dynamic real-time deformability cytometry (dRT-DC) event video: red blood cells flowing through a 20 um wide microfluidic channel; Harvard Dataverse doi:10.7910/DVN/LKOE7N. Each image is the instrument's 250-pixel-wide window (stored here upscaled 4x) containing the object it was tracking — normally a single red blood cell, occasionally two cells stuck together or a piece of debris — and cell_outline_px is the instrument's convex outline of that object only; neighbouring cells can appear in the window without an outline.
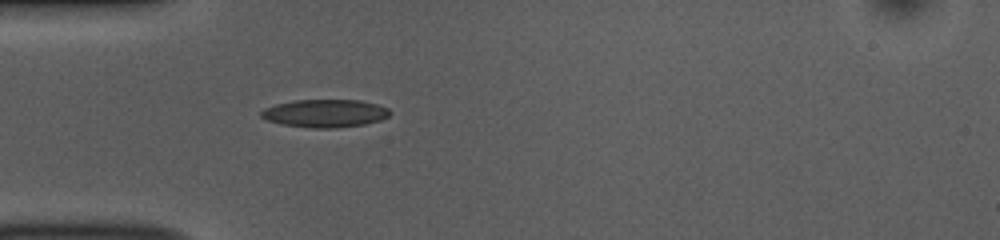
{"species": "common noctule bat (a hibernating species)", "species_latin": "Nyctalus noctula", "temperature_condition": "room temperature", "stored_images_in_passage": 39, "camera_frame_rate_fps": 3000, "um_per_image_px": 0.085, "animal": {"sex": "female", "body_mass_g": 10.0, "forearm_length_mm": 53.1}, "frame": {"image": 1, "passage_image": 1, "time_ms": 0.0, "image_size_px": [1000, 240], "cell_outline_px": [[392, 112], [388, 116], [380, 120], [364, 124], [336, 128], [312, 128], [280, 124], [268, 120], [260, 116], [260, 112], [264, 108], [276, 104], [296, 100], [360, 100], [376, 104], [388, 108]], "centroid_in_image_um": [27.62, 9.63], "position_along_channel_um": 57.4, "area_um2": 20.92}}
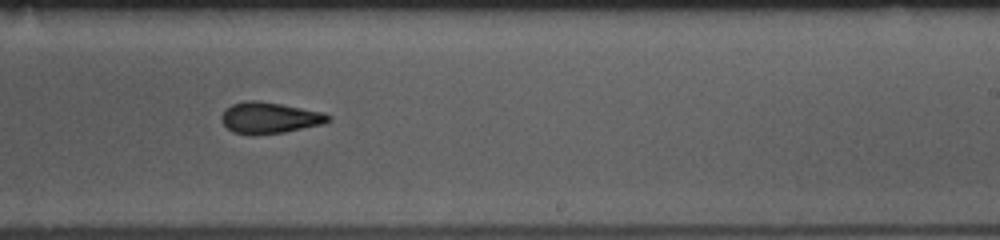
{"frame": {"image": 2, "passage_image": 18, "time_ms": 5.667, "image_size_px": [1000, 240], "cell_outline_px": [[332, 120], [324, 124], [284, 132], [252, 136], [232, 132], [220, 120], [220, 116], [232, 104], [244, 100], [260, 100], [324, 112], [332, 116]], "centroid_in_image_um": [22.93, 10.02], "position_along_channel_um": 266.1, "area_um2": 19.77}}
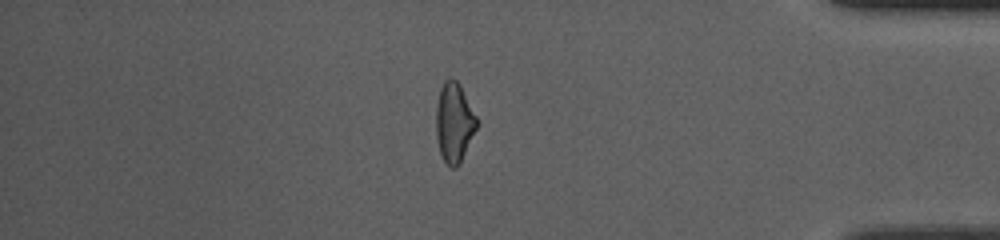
{"frame": {"image": 3, "passage_image": 31, "time_ms": 10.0, "image_size_px": [1000, 240], "cell_outline_px": [[476, 128], [456, 168], [452, 168], [444, 160], [440, 152], [436, 136], [436, 108], [440, 88], [444, 80], [452, 76], [460, 84], [476, 116]], "centroid_in_image_um": [38.57, 10.34], "position_along_channel_um": 396.6, "area_um2": 18.44}, "authors_computed_cell_mechanics": {"area_um2": 19.4786, "velocity_mm_per_s": 3.7424, "shape_relaxation_time_tau1_ms": 5.0354, "shape_relaxation_time_tau2_ms": 4.8782, "deformation_change_tau1": 0.1522, "deformation_change_tau2": 0.142}}